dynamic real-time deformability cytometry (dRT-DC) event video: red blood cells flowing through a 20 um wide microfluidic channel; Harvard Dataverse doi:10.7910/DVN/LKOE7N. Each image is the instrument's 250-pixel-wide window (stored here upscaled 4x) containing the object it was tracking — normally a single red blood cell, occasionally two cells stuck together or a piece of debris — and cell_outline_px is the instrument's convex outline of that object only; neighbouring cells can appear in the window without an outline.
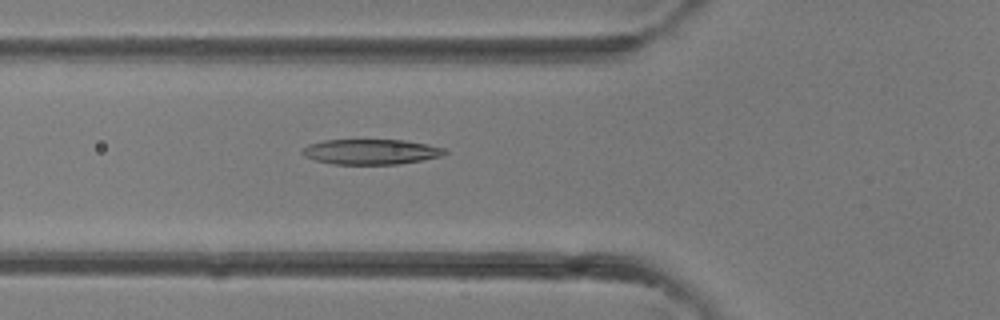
{"species": "common noctule bat (a hibernating species)", "species_latin": "Nyctalus noctula", "temperature_condition": "room temperature", "stored_images_in_passage": 38, "camera_frame_rate_fps": 3000, "um_per_image_px": 0.085, "animal": {"sex": "female"}, "frame": {"image": 1, "passage_image": 13, "time_ms": 4.0, "image_size_px": [1000, 320], "cell_outline_px": [[448, 152], [440, 156], [400, 164], [332, 164], [316, 160], [304, 156], [300, 152], [308, 144], [324, 140], [404, 140], [428, 144], [448, 148]], "centroid_in_image_um": [31.54, 12.89], "position_along_channel_um": 94.3, "area_um2": 20.98}}
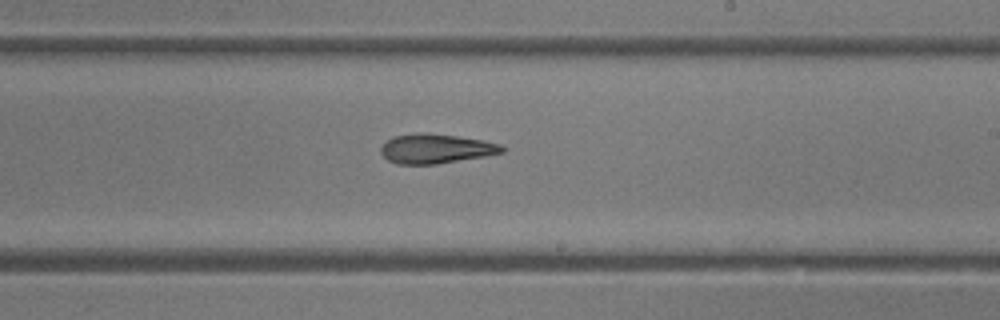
{"frame": {"image": 2, "passage_image": 22, "time_ms": 7.0, "image_size_px": [1000, 320], "cell_outline_px": [[504, 152], [484, 156], [436, 164], [396, 164], [388, 160], [380, 152], [380, 148], [392, 136], [420, 132], [424, 132], [456, 136], [484, 140], [500, 144], [504, 148]], "centroid_in_image_um": [37.02, 12.63], "position_along_channel_um": 252.0, "area_um2": 20.75}}
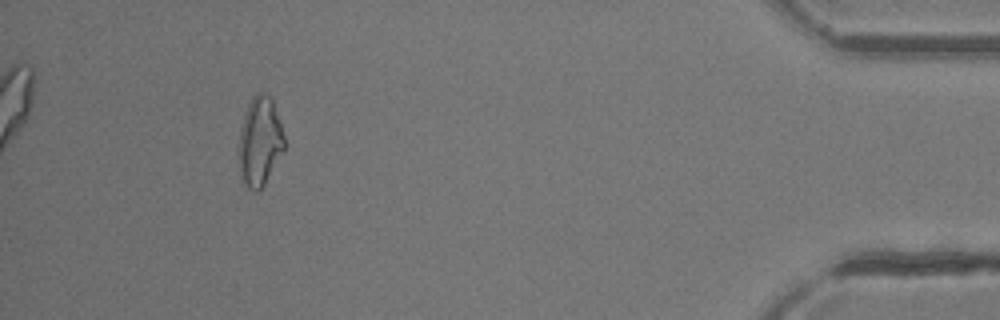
{"frame": {"image": 3, "passage_image": 35, "time_ms": 11.333, "image_size_px": [1000, 320], "cell_outline_px": [[284, 148], [264, 184], [256, 192], [248, 188], [240, 176], [240, 128], [244, 112], [252, 96], [256, 92], [260, 92], [268, 96], [272, 100], [284, 136]], "centroid_in_image_um": [22.07, 12.0], "position_along_channel_um": 413.1, "area_um2": 23.0}}